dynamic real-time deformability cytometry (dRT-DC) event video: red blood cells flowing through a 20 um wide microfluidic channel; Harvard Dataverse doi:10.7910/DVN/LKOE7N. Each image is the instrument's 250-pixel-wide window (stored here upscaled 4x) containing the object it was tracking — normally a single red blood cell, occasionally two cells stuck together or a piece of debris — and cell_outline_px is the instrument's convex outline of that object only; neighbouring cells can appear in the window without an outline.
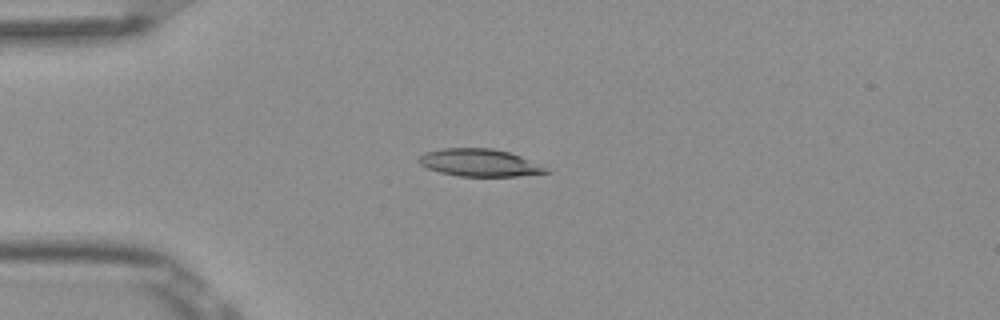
{"species": "Egyptian fruit bat (a non-hibernating species)", "species_latin": "Rousettus aegyptiacus", "temperature_condition": "room temperature", "stored_images_in_passage": 7, "camera_frame_rate_fps": 3000, "um_per_image_px": 0.085, "frame": {"image": 1, "passage_image": 4, "time_ms": 1.0, "image_size_px": [1000, 320], "cell_outline_px": [[552, 172], [516, 176], [460, 176], [440, 172], [428, 168], [420, 164], [416, 160], [424, 152], [444, 148], [492, 148], [508, 152], [520, 156], [548, 168]], "centroid_in_image_um": [40.74, 13.83], "position_along_channel_um": 44.3, "area_um2": 20.23}}
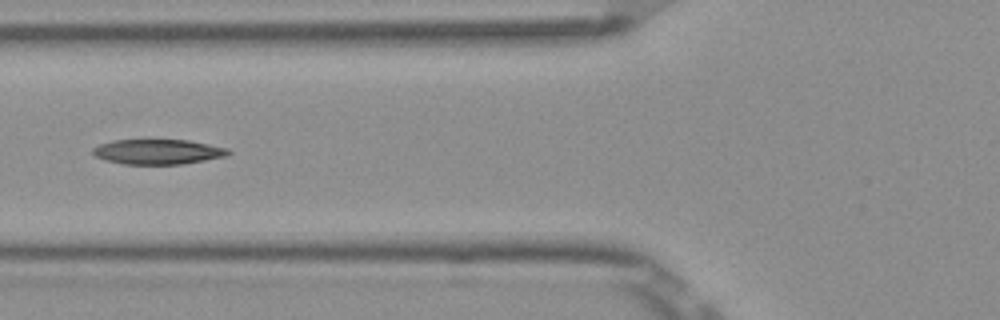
{"frame": {"image": 2, "passage_image": 6, "time_ms": 1.667, "image_size_px": [1000, 320], "cell_outline_px": [[232, 152], [228, 156], [184, 164], [124, 164], [104, 160], [96, 156], [92, 152], [92, 148], [100, 144], [112, 140], [188, 140], [228, 148]], "centroid_in_image_um": [13.44, 12.9], "position_along_channel_um": 112.4, "area_um2": 19.83}}
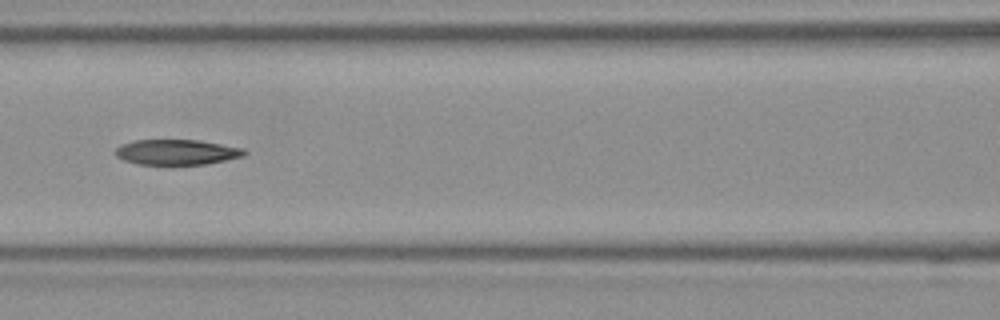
{"frame": {"image": 3, "passage_image": 7, "time_ms": 2.0, "image_size_px": [1000, 320], "cell_outline_px": [[248, 152], [244, 156], [208, 164], [172, 168], [140, 164], [124, 160], [116, 156], [116, 148], [120, 144], [136, 140], [200, 140], [244, 148]], "centroid_in_image_um": [15.05, 12.98], "position_along_channel_um": 151.6, "area_um2": 20.0}}